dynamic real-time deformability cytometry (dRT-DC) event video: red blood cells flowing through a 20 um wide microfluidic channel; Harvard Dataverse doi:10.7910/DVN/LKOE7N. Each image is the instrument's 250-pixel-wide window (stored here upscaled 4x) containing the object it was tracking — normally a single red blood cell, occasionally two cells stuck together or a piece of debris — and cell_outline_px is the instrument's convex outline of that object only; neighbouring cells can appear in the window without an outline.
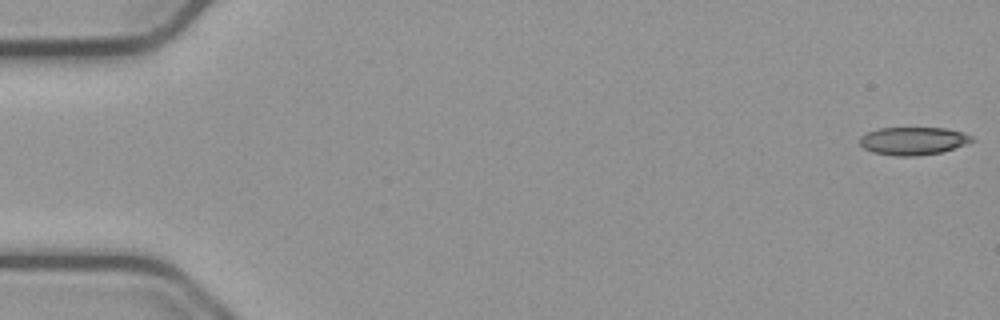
{"species": "common noctule bat (a hibernating species)", "species_latin": "Nyctalus noctula", "temperature_condition": "cold", "stored_images_in_passage": 55, "camera_frame_rate_fps": 3000, "um_per_image_px": 0.085, "animal": {"sex": "male", "body_mass_g": 23.1, "forearm_length_mm": 52.7}, "frame": {"image": 1, "passage_image": 1, "time_ms": 0.0, "image_size_px": [1000, 320], "cell_outline_px": [[976, 140], [940, 152], [916, 156], [896, 156], [872, 152], [864, 148], [860, 144], [860, 136], [868, 132], [880, 128], [944, 128], [964, 132], [972, 136]], "centroid_in_image_um": [77.61, 11.97], "position_along_channel_um": 7.4, "area_um2": 18.09}}
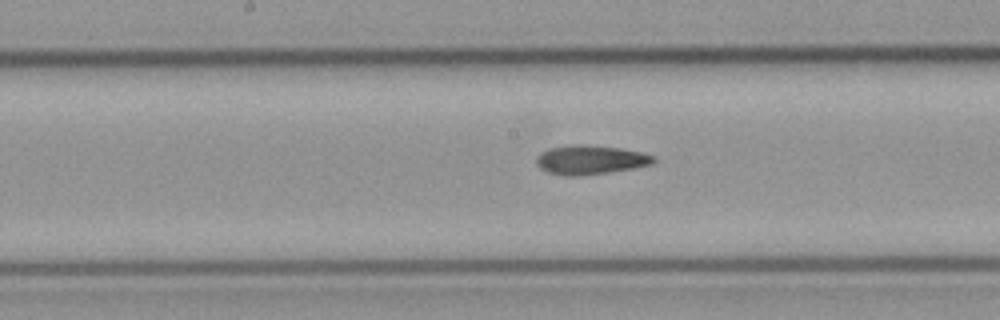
{"frame": {"image": 2, "passage_image": 28, "time_ms": 9.0, "image_size_px": [1000, 320], "cell_outline_px": [[656, 160], [652, 164], [636, 168], [580, 176], [564, 176], [548, 172], [540, 168], [536, 164], [536, 156], [540, 152], [552, 148], [572, 144], [580, 144], [620, 148], [644, 152], [656, 156]], "centroid_in_image_um": [50.21, 13.59], "position_along_channel_um": 198.0, "area_um2": 20.11}}
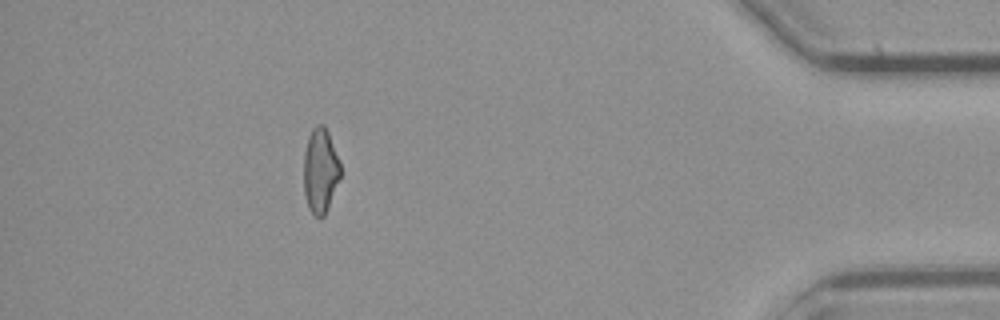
{"frame": {"image": 3, "passage_image": 49, "time_ms": 16.0, "image_size_px": [1000, 320], "cell_outline_px": [[340, 176], [328, 208], [324, 216], [316, 216], [308, 208], [304, 192], [304, 152], [308, 136], [312, 128], [316, 124], [324, 124], [328, 132], [340, 164]], "centroid_in_image_um": [27.21, 14.48], "position_along_channel_um": 408.0, "area_um2": 17.98}, "authors_computed_cell_mechanics": {"area_um2": 19.0162, "velocity_mm_per_s": 3.7874, "shape_relaxation_time_tau1_ms": null, "shape_relaxation_time_tau2_ms": 3.1895, "deformation_change_tau1": null, "deformation_change_tau2": 0.1153}}